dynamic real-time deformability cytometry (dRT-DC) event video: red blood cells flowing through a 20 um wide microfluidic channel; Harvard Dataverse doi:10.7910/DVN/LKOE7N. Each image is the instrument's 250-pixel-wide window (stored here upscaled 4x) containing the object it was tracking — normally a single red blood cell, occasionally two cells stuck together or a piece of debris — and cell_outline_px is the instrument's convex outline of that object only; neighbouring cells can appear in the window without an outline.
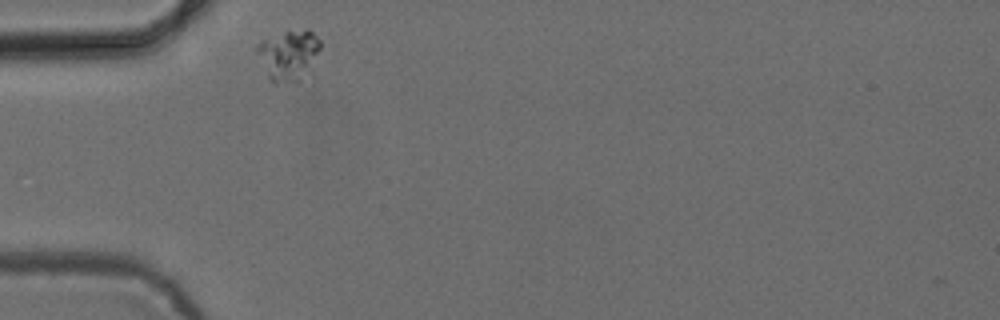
{"species": "common noctule bat (a hibernating species)", "species_latin": "Nyctalus noctula", "temperature_condition": "cold", "stored_images_in_passage": 31, "camera_frame_rate_fps": 3000, "um_per_image_px": 0.085, "animal": {"sex": "female", "body_mass_g": 24.6, "forearm_length_mm": 56.2}, "frame": {"image": 1, "passage_image": 1, "time_ms": 0.0, "image_size_px": [1000, 320], "cell_outline_px": [[320, 48], [312, 76], [300, 80], [276, 84], [272, 84], [256, 52], [256, 44], [264, 40], [284, 32], [308, 28], [320, 40]], "centroid_in_image_um": [24.6, 4.72], "position_along_channel_um": 60.4, "area_um2": 19.07}}
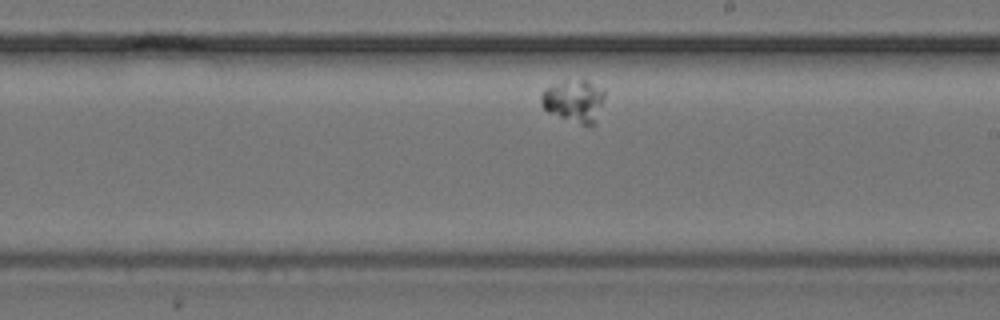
{"frame": {"image": 2, "passage_image": 18, "time_ms": 5.667, "image_size_px": [1000, 320], "cell_outline_px": [[604, 96], [596, 124], [580, 124], [548, 112], [540, 104], [540, 96], [552, 84], [580, 80], [588, 80], [604, 88]], "centroid_in_image_um": [48.82, 8.58], "position_along_channel_um": 240.2, "area_um2": 15.49}}
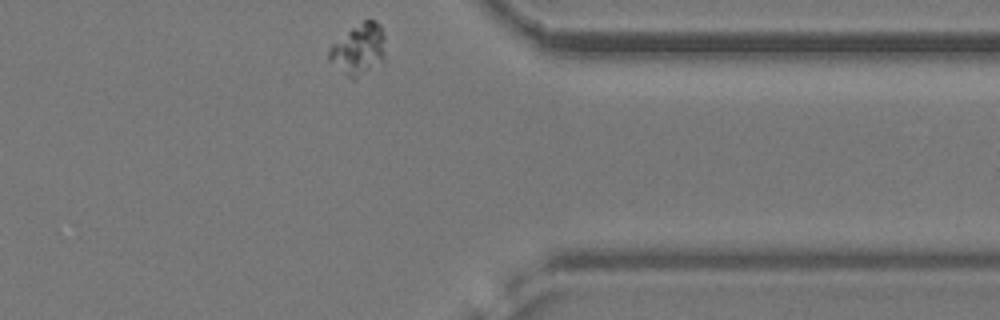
{"frame": {"image": 3, "passage_image": 31, "time_ms": 10.0, "image_size_px": [1000, 320], "cell_outline_px": [[384, 56], [380, 60], [356, 80], [352, 80], [328, 60], [328, 48], [332, 44], [352, 28], [364, 20], [372, 20], [380, 24], [384, 36]], "centroid_in_image_um": [30.45, 4.19], "position_along_channel_um": 381.0, "area_um2": 16.36}}